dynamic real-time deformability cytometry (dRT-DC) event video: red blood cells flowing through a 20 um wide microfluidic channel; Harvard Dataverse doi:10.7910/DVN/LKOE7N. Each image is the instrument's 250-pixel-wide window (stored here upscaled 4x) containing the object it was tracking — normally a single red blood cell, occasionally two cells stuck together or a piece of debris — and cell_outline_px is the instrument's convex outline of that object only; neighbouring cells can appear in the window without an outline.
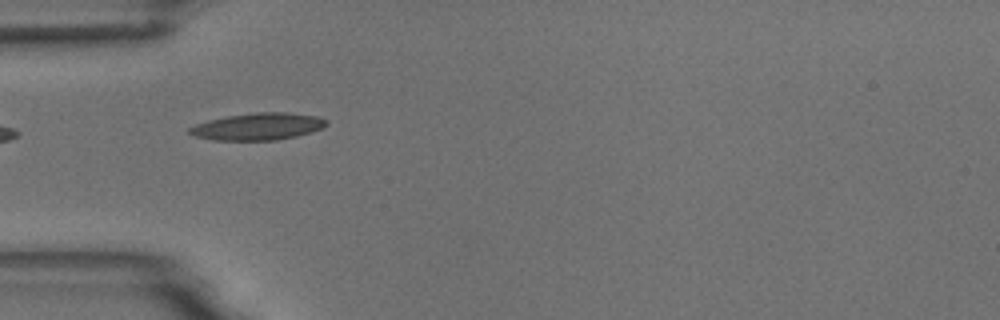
{"species": "common noctule bat (a hibernating species)", "species_latin": "Nyctalus noctula", "temperature_condition": "room temperature", "stored_images_in_passage": 6, "camera_frame_rate_fps": 3000, "um_per_image_px": 0.085, "animal": {"sex": "male", "body_mass_g": 18.8}, "frame": {"image": 1, "passage_image": 5, "time_ms": 4.667, "image_size_px": [1000, 320], "cell_outline_px": [[328, 124], [324, 128], [312, 132], [296, 136], [276, 140], [212, 140], [196, 136], [188, 132], [188, 128], [196, 124], [208, 120], [228, 116], [256, 112], [284, 112], [316, 116], [328, 120]], "centroid_in_image_um": [21.95, 10.75], "position_along_channel_um": 63.0, "area_um2": 21.56}}